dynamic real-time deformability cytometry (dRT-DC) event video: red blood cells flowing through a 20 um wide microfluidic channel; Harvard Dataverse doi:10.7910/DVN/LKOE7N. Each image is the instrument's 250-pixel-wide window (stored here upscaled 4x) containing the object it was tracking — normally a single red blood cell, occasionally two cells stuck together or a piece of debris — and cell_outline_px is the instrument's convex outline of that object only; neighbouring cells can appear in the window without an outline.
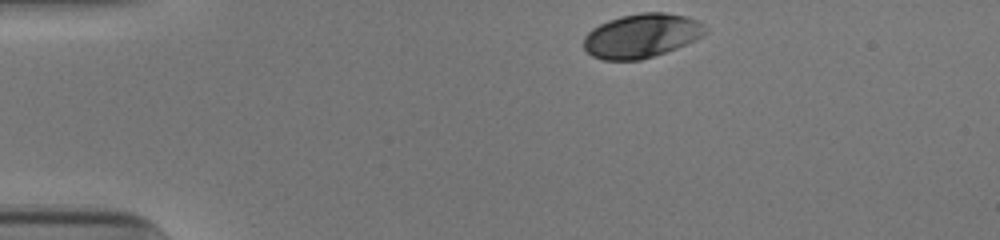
{"species": "human", "species_latin": "Homo sapiens", "temperature_condition": "cold", "stored_images_in_passage": 34, "camera_frame_rate_fps": 3000, "um_per_image_px": 0.085, "donor": {"sex": "male"}, "frame": {"image": 1, "passage_image": 1, "time_ms": 0.0, "image_size_px": [1000, 240], "cell_outline_px": [[708, 32], [704, 36], [696, 40], [676, 48], [640, 60], [604, 60], [592, 56], [584, 48], [584, 36], [592, 28], [608, 20], [620, 16], [640, 12], [664, 12], [684, 16], [700, 20], [708, 28]], "centroid_in_image_um": [54.56, 3.02], "position_along_channel_um": 30.4, "area_um2": 31.44}}
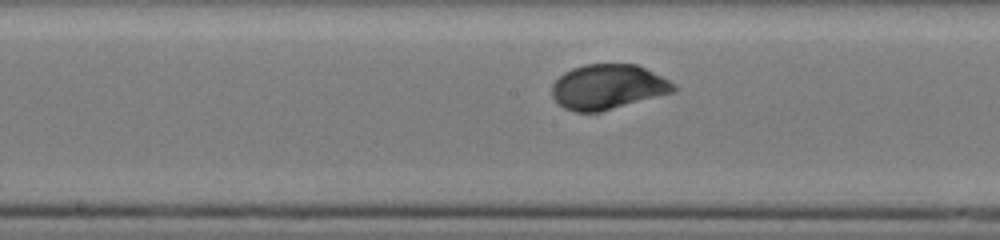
{"frame": {"image": 2, "passage_image": 19, "time_ms": 6.0, "image_size_px": [1000, 240], "cell_outline_px": [[676, 88], [672, 92], [600, 112], [576, 112], [564, 108], [552, 96], [552, 84], [564, 72], [572, 68], [584, 64], [636, 64], [676, 84]], "centroid_in_image_um": [51.63, 7.38], "position_along_channel_um": 196.6, "area_um2": 31.5}}
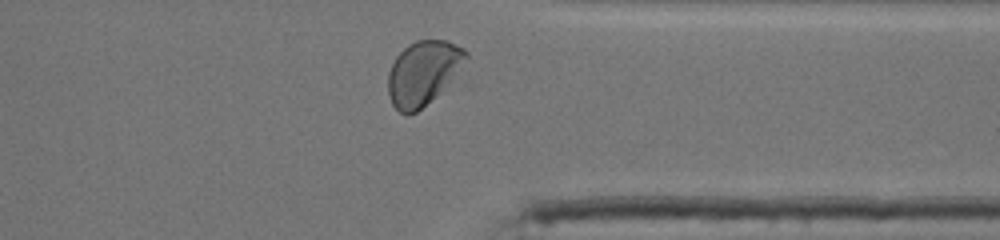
{"frame": {"image": 3, "passage_image": 33, "time_ms": 10.667, "image_size_px": [1000, 240], "cell_outline_px": [[468, 56], [440, 92], [436, 96], [416, 112], [408, 116], [400, 112], [392, 104], [388, 92], [388, 72], [396, 56], [408, 44], [416, 40], [448, 40], [464, 48], [468, 52]], "centroid_in_image_um": [35.92, 6.19], "position_along_channel_um": 375.5, "area_um2": 28.73}, "authors_computed_cell_mechanics": {"area_um2": 31.4143, "velocity_mm_per_s": 3.8696, "shape_relaxation_time_tau1_ms": 2.428, "shape_relaxation_time_tau2_ms": null, "deformation_change_tau1": 0.141, "deformation_change_tau2": null}}